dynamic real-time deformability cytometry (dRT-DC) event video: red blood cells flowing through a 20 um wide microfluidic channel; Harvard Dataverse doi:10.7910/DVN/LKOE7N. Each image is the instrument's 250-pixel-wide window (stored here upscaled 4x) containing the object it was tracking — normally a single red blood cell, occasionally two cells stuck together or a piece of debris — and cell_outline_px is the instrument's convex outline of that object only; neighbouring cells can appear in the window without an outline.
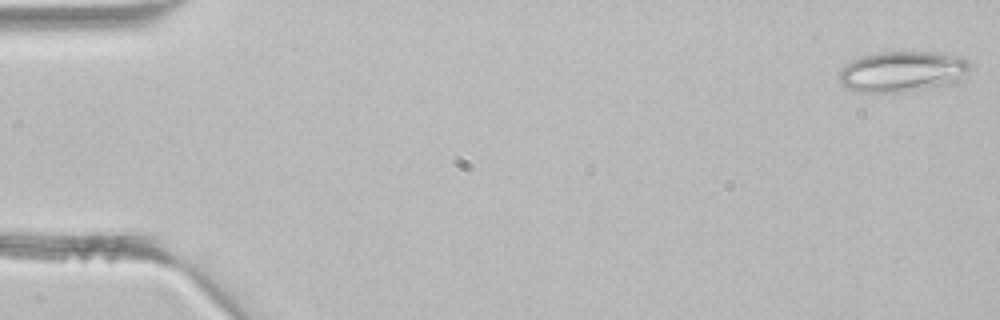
{"species": "common noctule bat (a hibernating species)", "species_latin": "Nyctalus noctula", "temperature_condition": "room temperature", "stored_images_in_passage": 42, "camera_frame_rate_fps": 3000, "um_per_image_px": 0.085, "animal": {"sex": "male", "body_mass_g": 21.5, "forearm_length_mm": 52.0}, "frame": {"image": 1, "passage_image": 1, "time_ms": 0.0, "image_size_px": [1000, 320], "cell_outline_px": [[972, 64], [956, 80], [944, 84], [904, 92], [860, 92], [844, 88], [840, 84], [836, 76], [840, 68], [852, 60], [860, 56], [876, 52], [936, 52], [964, 56]], "centroid_in_image_um": [76.59, 6.06], "position_along_channel_um": 8.4, "area_um2": 31.15}}
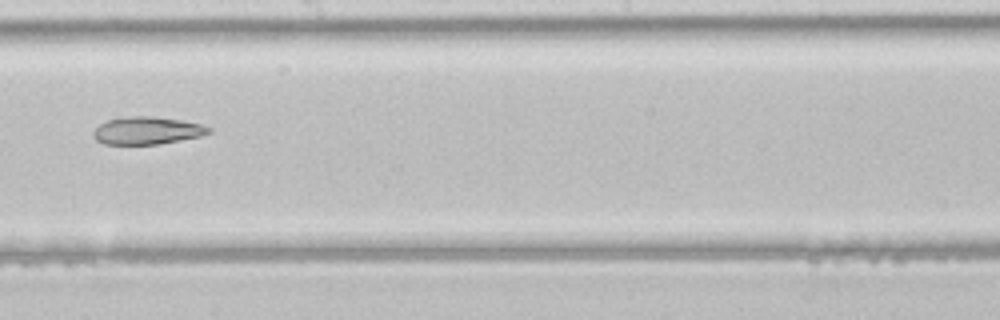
{"frame": {"image": 2, "passage_image": 24, "time_ms": 7.667, "image_size_px": [1000, 320], "cell_outline_px": [[212, 132], [200, 136], [160, 144], [104, 144], [96, 140], [92, 136], [92, 132], [100, 124], [108, 120], [128, 116], [152, 116], [180, 120], [204, 124], [212, 128]], "centroid_in_image_um": [12.52, 11.1], "position_along_channel_um": 235.7, "area_um2": 18.61}}
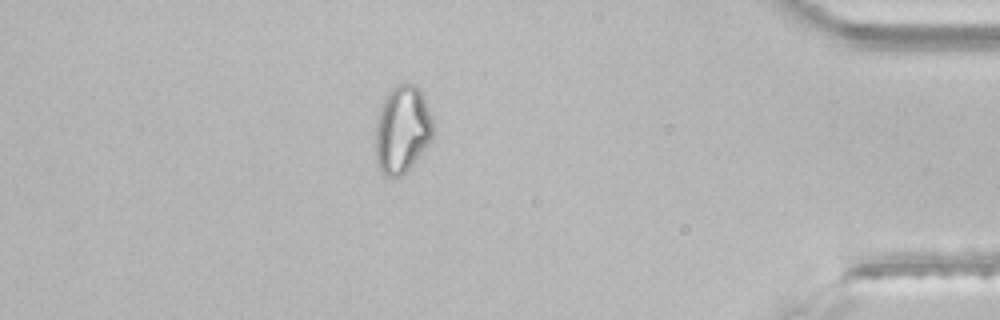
{"frame": {"image": 3, "passage_image": 37, "time_ms": 12.0, "image_size_px": [1000, 320], "cell_outline_px": [[432, 140], [412, 164], [400, 176], [392, 180], [384, 176], [376, 164], [376, 120], [384, 96], [396, 84], [412, 84], [420, 88], [432, 116]], "centroid_in_image_um": [34.17, 11.01], "position_along_channel_um": 401.0, "area_um2": 29.54}}